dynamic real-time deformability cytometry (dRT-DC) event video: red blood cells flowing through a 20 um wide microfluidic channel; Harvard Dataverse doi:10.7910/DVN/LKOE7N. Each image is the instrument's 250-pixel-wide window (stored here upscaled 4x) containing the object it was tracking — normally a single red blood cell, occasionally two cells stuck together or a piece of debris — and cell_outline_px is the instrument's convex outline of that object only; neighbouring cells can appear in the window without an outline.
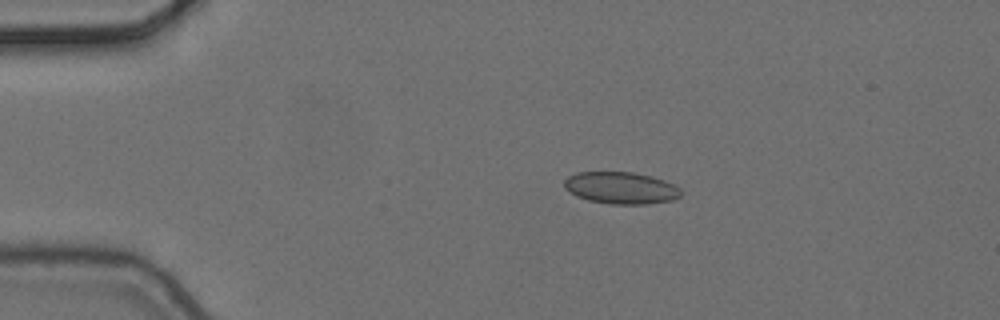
{"species": "common noctule bat (a hibernating species)", "species_latin": "Nyctalus noctula", "temperature_condition": "cold", "stored_images_in_passage": 8, "camera_frame_rate_fps": 3000, "um_per_image_px": 0.085, "animal": {"sex": "female", "body_mass_g": 24.6, "forearm_length_mm": 56.2}, "frame": {"image": 1, "passage_image": 4, "time_ms": 1.0, "image_size_px": [1000, 320], "cell_outline_px": [[680, 196], [672, 200], [648, 204], [608, 204], [588, 200], [576, 196], [568, 192], [564, 188], [564, 180], [568, 176], [576, 172], [632, 172], [652, 176], [664, 180], [680, 188]], "centroid_in_image_um": [52.74, 15.97], "position_along_channel_um": 32.3, "area_um2": 21.85}}
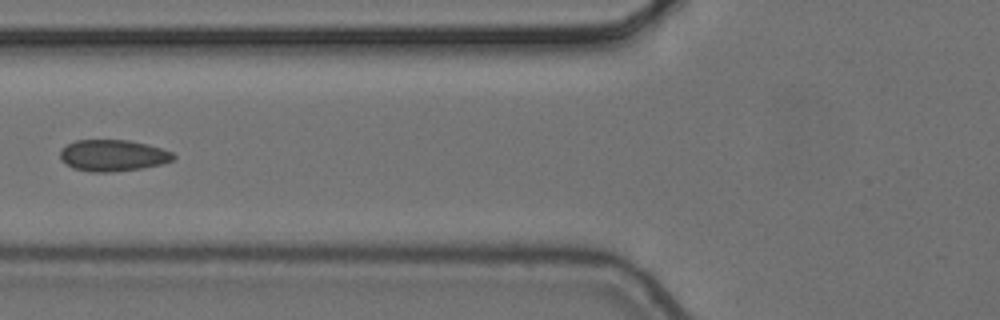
{"frame": {"image": 2, "passage_image": 7, "time_ms": 2.0, "image_size_px": [1000, 320], "cell_outline_px": [[176, 156], [172, 160], [164, 164], [144, 168], [112, 172], [92, 172], [72, 168], [64, 164], [60, 160], [60, 148], [76, 140], [128, 140], [148, 144], [172, 152]], "centroid_in_image_um": [9.58, 13.22], "position_along_channel_um": 116.2, "area_um2": 21.04}}
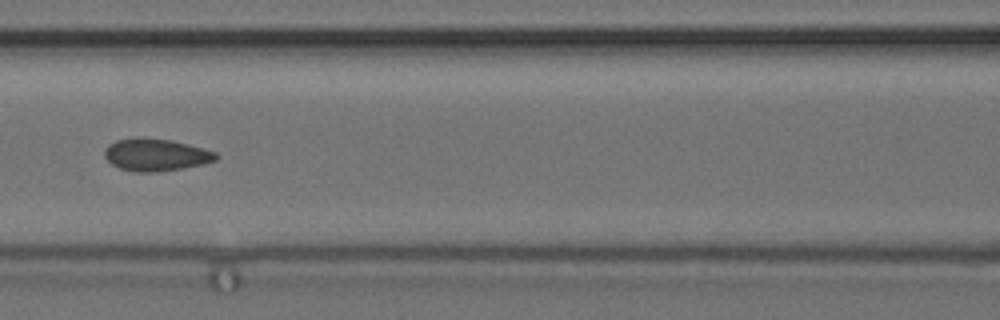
{"frame": {"image": 3, "passage_image": 8, "time_ms": 2.333, "image_size_px": [1000, 320], "cell_outline_px": [[220, 156], [216, 160], [204, 164], [180, 168], [152, 172], [136, 172], [120, 168], [112, 164], [104, 156], [104, 148], [108, 144], [116, 140], [172, 140], [188, 144], [216, 152]], "centroid_in_image_um": [13.27, 13.19], "position_along_channel_um": 153.3, "area_um2": 20.29}}